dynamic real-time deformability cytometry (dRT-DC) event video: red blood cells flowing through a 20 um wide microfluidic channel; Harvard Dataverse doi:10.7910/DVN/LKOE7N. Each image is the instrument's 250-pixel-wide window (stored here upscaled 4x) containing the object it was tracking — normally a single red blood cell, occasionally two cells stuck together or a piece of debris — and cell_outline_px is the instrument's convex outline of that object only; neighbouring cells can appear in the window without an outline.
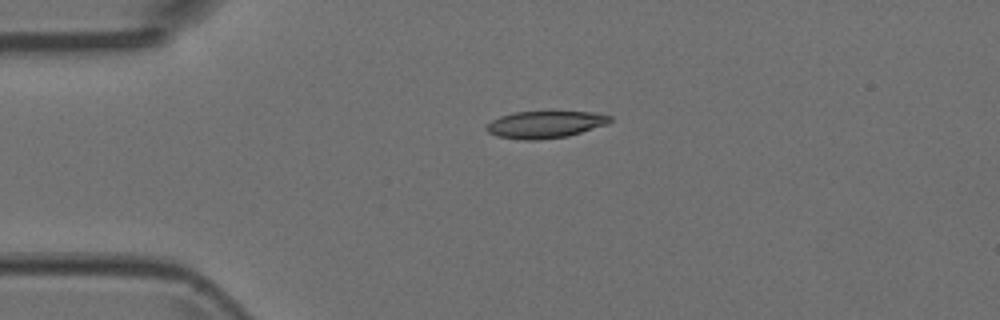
{"species": "Egyptian fruit bat (a non-hibernating species)", "species_latin": "Rousettus aegyptiacus", "temperature_condition": "room temperature", "stored_images_in_passage": 2, "camera_frame_rate_fps": 3000, "um_per_image_px": 0.085, "animal": {"sex": "female"}, "frame": {"image": 1, "passage_image": 1, "time_ms": 0.0, "image_size_px": [1000, 320], "cell_outline_px": [[612, 120], [608, 124], [568, 136], [536, 140], [524, 140], [496, 136], [488, 132], [484, 128], [492, 120], [500, 116], [516, 112], [552, 108], [592, 112], [612, 116]], "centroid_in_image_um": [46.37, 10.52], "position_along_channel_um": 38.6, "area_um2": 20.52}}